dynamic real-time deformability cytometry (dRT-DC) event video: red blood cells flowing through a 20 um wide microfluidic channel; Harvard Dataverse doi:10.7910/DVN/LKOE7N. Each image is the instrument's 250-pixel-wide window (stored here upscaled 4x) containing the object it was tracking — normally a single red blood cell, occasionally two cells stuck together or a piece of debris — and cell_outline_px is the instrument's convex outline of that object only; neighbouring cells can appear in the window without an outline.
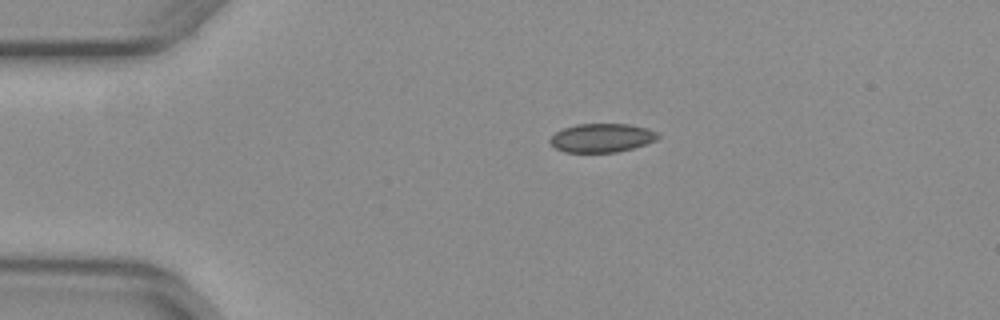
{"species": "common noctule bat (a hibernating species)", "species_latin": "Nyctalus noctula", "temperature_condition": "warm", "stored_images_in_passage": 10, "camera_frame_rate_fps": 3000, "um_per_image_px": 0.085, "animal": {"sex": "female", "body_mass_g": 29.2, "forearm_length_mm": 56.3}, "frame": {"image": 1, "passage_image": 1, "time_ms": 0.0, "image_size_px": [1000, 320], "cell_outline_px": [[660, 136], [656, 140], [632, 148], [616, 152], [564, 152], [556, 148], [548, 140], [556, 132], [564, 128], [576, 124], [628, 124], [648, 128], [656, 132]], "centroid_in_image_um": [51.15, 11.71], "position_along_channel_um": 33.9, "area_um2": 17.92}}
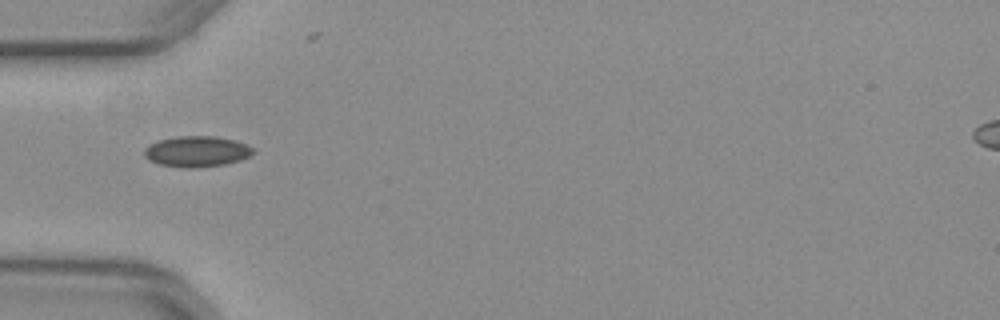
{"frame": {"image": 2, "passage_image": 7, "time_ms": 2.0, "image_size_px": [1000, 320], "cell_outline_px": [[256, 152], [240, 160], [224, 164], [196, 168], [180, 168], [160, 164], [144, 156], [144, 148], [160, 140], [176, 136], [216, 136], [236, 140], [252, 148]], "centroid_in_image_um": [16.74, 12.87], "position_along_channel_um": 68.3, "area_um2": 19.42}}
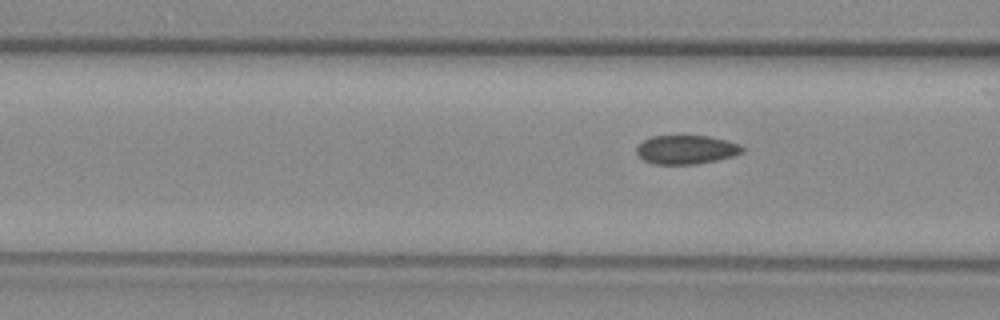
{"frame": {"image": 3, "passage_image": 10, "time_ms": 3.0, "image_size_px": [1000, 320], "cell_outline_px": [[744, 152], [732, 156], [716, 160], [696, 164], [652, 164], [644, 160], [636, 152], [636, 148], [644, 140], [652, 136], [708, 136], [728, 140], [740, 144], [744, 148]], "centroid_in_image_um": [58.35, 12.72], "position_along_channel_um": 108.2, "area_um2": 17.74}}